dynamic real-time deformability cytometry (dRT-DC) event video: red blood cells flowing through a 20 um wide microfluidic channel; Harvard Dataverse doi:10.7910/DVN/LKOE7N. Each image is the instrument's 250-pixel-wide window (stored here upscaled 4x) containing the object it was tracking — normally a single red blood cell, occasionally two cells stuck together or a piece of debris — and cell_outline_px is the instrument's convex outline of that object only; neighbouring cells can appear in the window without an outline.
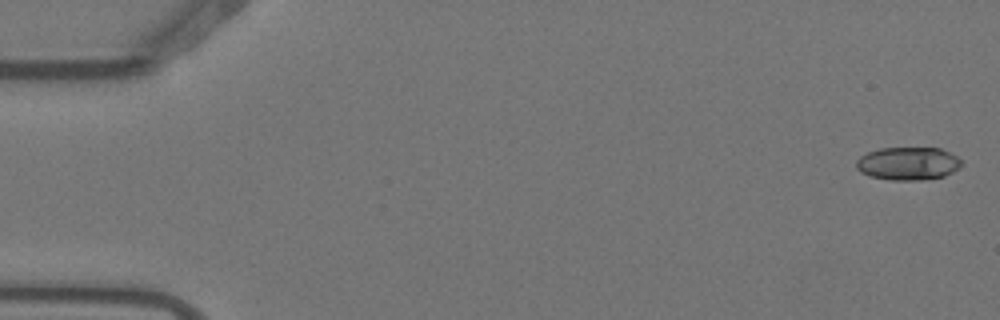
{"species": "Egyptian fruit bat (a non-hibernating species)", "species_latin": "Rousettus aegyptiacus", "temperature_condition": "warm", "stored_images_in_passage": 7, "camera_frame_rate_fps": 3000, "um_per_image_px": 0.085, "animal": {"sex": "female"}, "frame": {"image": 1, "passage_image": 1, "time_ms": 0.0, "image_size_px": [1000, 320], "cell_outline_px": [[964, 164], [960, 168], [944, 176], [924, 180], [892, 180], [868, 176], [860, 172], [856, 168], [856, 160], [860, 156], [868, 152], [880, 148], [940, 148], [956, 156]], "centroid_in_image_um": [77.17, 13.91], "position_along_channel_um": 7.8, "area_um2": 20.4}}
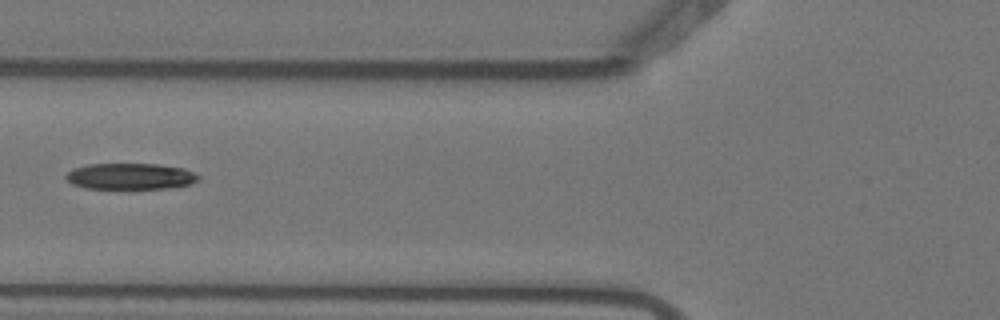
{"frame": {"image": 2, "passage_image": 6, "time_ms": 1.667, "image_size_px": [1000, 320], "cell_outline_px": [[200, 180], [192, 184], [172, 188], [84, 188], [72, 184], [64, 176], [72, 168], [88, 164], [156, 164], [184, 168], [196, 172], [200, 176]], "centroid_in_image_um": [11.13, 14.98], "position_along_channel_um": 114.7, "area_um2": 20.4}}
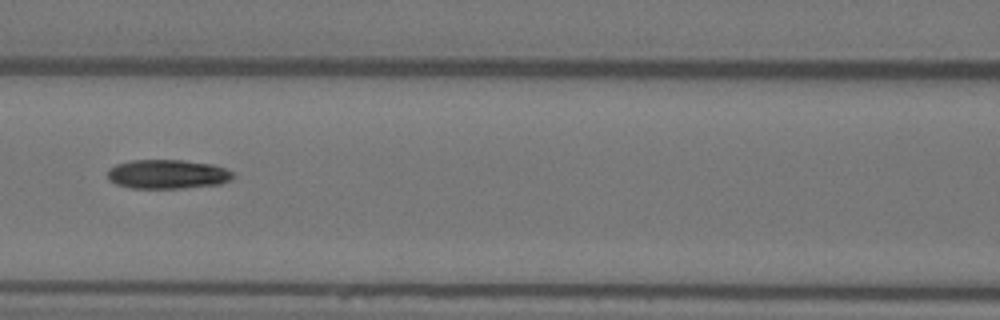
{"frame": {"image": 3, "passage_image": 7, "time_ms": 2.0, "image_size_px": [1000, 320], "cell_outline_px": [[236, 176], [232, 180], [220, 184], [184, 188], [128, 188], [116, 184], [108, 180], [108, 168], [116, 164], [132, 160], [184, 160], [216, 164], [232, 172]], "centroid_in_image_um": [14.26, 14.8], "position_along_channel_um": 152.3, "area_um2": 21.68}}